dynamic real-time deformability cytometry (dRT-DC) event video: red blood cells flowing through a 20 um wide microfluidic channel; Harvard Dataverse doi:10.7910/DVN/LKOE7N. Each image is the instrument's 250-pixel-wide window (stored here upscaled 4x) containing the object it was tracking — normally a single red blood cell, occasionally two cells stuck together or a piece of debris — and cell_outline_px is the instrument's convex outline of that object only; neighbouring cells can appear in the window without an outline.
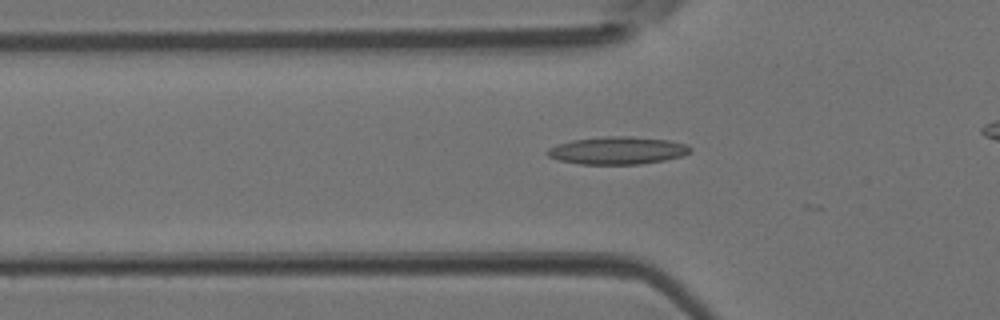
{"species": "Egyptian fruit bat (a non-hibernating species)", "species_latin": "Rousettus aegyptiacus", "temperature_condition": "room temperature", "stored_images_in_passage": 6, "camera_frame_rate_fps": 3000, "um_per_image_px": 0.085, "animal": {"sex": "female"}, "frame": {"image": 1, "passage_image": 2, "time_ms": 0.333, "image_size_px": [1000, 320], "cell_outline_px": [[692, 152], [680, 156], [664, 160], [640, 164], [580, 164], [560, 160], [548, 156], [544, 152], [548, 148], [556, 144], [572, 140], [604, 136], [632, 136], [668, 140], [688, 144], [692, 148]], "centroid_in_image_um": [52.48, 12.78], "position_along_channel_um": 73.3, "area_um2": 23.12}}
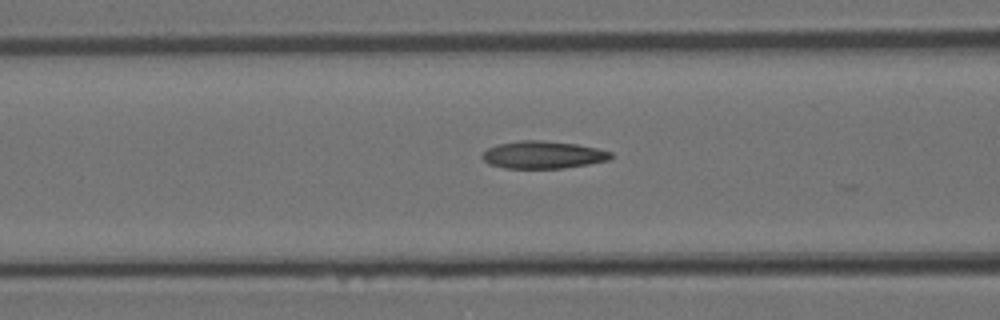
{"frame": {"image": 2, "passage_image": 5, "time_ms": 1.333, "image_size_px": [1000, 320], "cell_outline_px": [[612, 156], [608, 160], [588, 164], [564, 168], [504, 168], [488, 164], [480, 156], [488, 148], [496, 144], [520, 140], [540, 140], [576, 144], [596, 148], [612, 152]], "centroid_in_image_um": [46.12, 13.16], "position_along_channel_um": 120.5, "area_um2": 20.58}}